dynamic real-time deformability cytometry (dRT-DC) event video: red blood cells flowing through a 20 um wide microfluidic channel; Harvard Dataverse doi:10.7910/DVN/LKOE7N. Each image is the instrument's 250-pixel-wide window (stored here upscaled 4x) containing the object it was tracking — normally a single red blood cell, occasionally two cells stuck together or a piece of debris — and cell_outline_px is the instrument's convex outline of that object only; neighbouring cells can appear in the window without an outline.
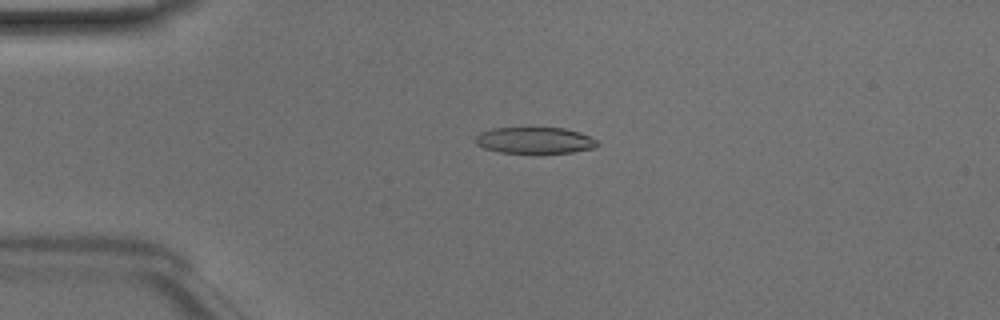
{"species": "Egyptian fruit bat (a non-hibernating species)", "species_latin": "Rousettus aegyptiacus", "temperature_condition": "room temperature", "stored_images_in_passage": 44, "camera_frame_rate_fps": 3000, "um_per_image_px": 0.085, "animal": {"sex": "male"}, "frame": {"image": 1, "passage_image": 7, "time_ms": 2.0, "image_size_px": [1000, 320], "cell_outline_px": [[600, 144], [596, 148], [572, 152], [500, 152], [484, 148], [476, 144], [476, 136], [480, 132], [492, 128], [564, 128], [580, 132], [596, 140]], "centroid_in_image_um": [45.47, 11.92], "position_along_channel_um": 39.5, "area_um2": 18.5}}
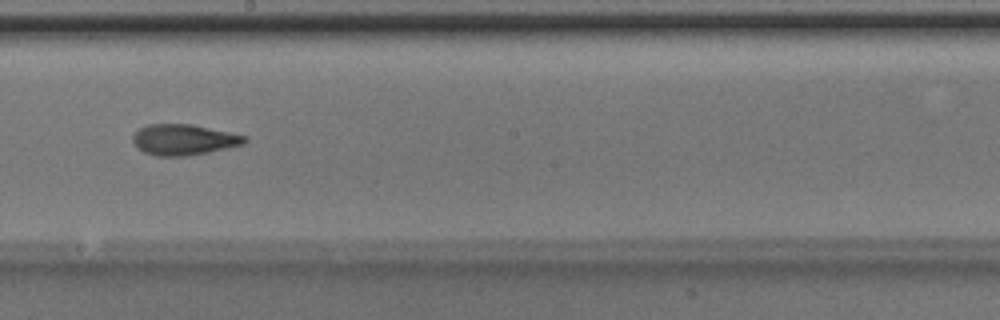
{"frame": {"image": 2, "passage_image": 23, "time_ms": 7.333, "image_size_px": [1000, 320], "cell_outline_px": [[248, 140], [244, 144], [208, 152], [188, 156], [156, 156], [144, 152], [132, 140], [132, 136], [140, 128], [148, 124], [192, 124], [248, 136]], "centroid_in_image_um": [15.65, 11.87], "position_along_channel_um": 232.6, "area_um2": 20.0}}
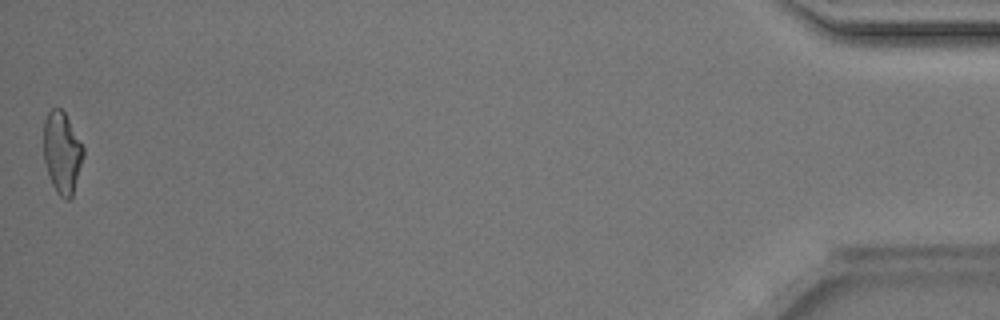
{"frame": {"image": 3, "passage_image": 44, "time_ms": 14.333, "image_size_px": [1000, 320], "cell_outline_px": [[84, 156], [72, 196], [68, 200], [64, 200], [56, 192], [52, 184], [44, 160], [44, 120], [48, 112], [52, 108], [60, 108], [64, 112], [84, 148]], "centroid_in_image_um": [5.27, 12.98], "position_along_channel_um": 429.9, "area_um2": 18.73}, "authors_computed_cell_mechanics": {"area_um2": 19.5942, "velocity_mm_per_s": 4.1723, "shape_relaxation_time_tau1_ms": 4.139, "shape_relaxation_time_tau2_ms": 2.3501, "deformation_change_tau1": 0.1745, "deformation_change_tau2": 0.1208}}